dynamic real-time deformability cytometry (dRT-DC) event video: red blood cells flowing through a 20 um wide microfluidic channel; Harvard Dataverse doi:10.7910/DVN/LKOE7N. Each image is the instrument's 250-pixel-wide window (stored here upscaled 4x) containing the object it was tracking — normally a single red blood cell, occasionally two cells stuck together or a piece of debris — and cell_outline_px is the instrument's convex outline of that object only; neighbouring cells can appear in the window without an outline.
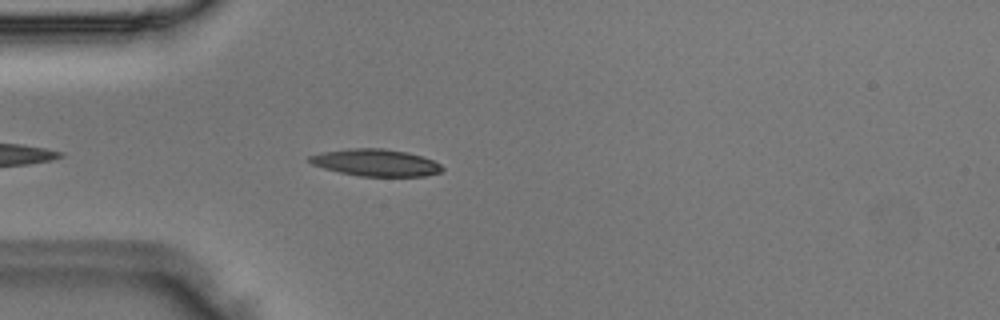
{"species": "Egyptian fruit bat (a non-hibernating species)", "species_latin": "Rousettus aegyptiacus", "temperature_condition": "room temperature", "stored_images_in_passage": 26, "camera_frame_rate_fps": 3000, "um_per_image_px": 0.085, "animal": {"sex": "male"}, "frame": {"image": 1, "passage_image": 5, "time_ms": 1.333, "image_size_px": [1000, 320], "cell_outline_px": [[444, 168], [440, 172], [424, 176], [360, 176], [340, 172], [324, 168], [312, 164], [308, 160], [308, 156], [320, 152], [348, 148], [380, 148], [408, 152], [424, 156], [440, 164]], "centroid_in_image_um": [31.93, 13.81], "position_along_channel_um": 53.1, "area_um2": 20.92}}